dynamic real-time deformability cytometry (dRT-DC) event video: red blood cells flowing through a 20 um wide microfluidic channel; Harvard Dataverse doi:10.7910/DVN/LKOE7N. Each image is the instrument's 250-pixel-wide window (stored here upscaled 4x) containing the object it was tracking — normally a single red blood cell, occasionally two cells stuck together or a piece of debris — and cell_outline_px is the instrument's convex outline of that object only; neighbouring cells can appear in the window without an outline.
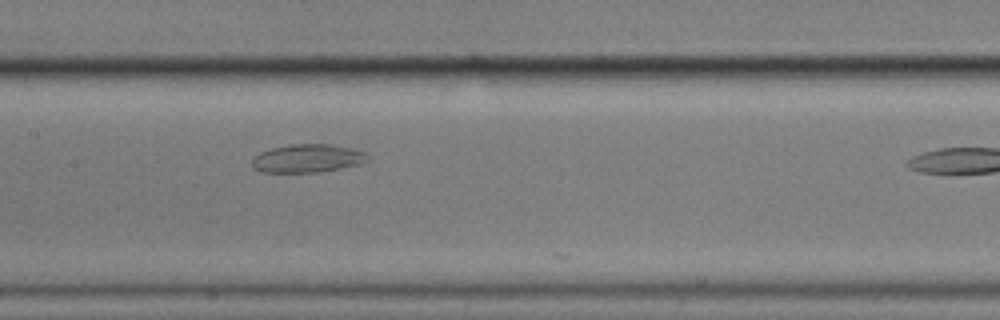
{"species": "common noctule bat (a hibernating species)", "species_latin": "Nyctalus noctula", "temperature_condition": "cold", "stored_images_in_passage": 32, "camera_frame_rate_fps": 3000, "um_per_image_px": 0.085, "animal": {"sex": "male", "body_mass_g": 17.9}, "frame": {"image": 1, "passage_image": 12, "time_ms": 3.667, "image_size_px": [1000, 320], "cell_outline_px": [[368, 160], [360, 164], [320, 172], [260, 172], [252, 168], [252, 156], [260, 152], [272, 148], [292, 144], [328, 144], [352, 148], [364, 152], [368, 156]], "centroid_in_image_um": [26.1, 13.46], "position_along_channel_um": 181.3, "area_um2": 19.07}}
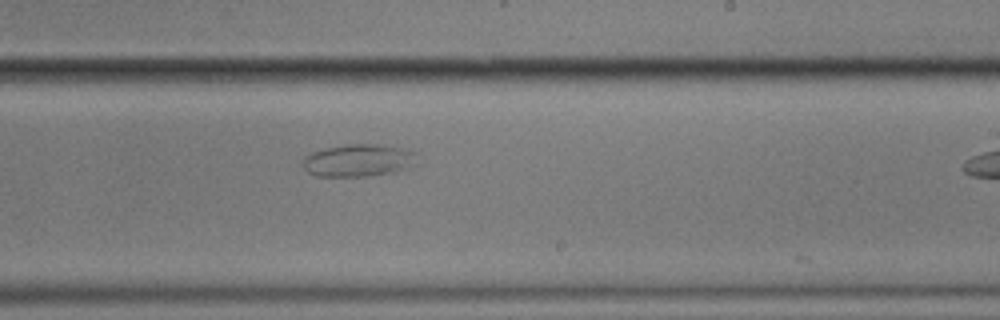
{"frame": {"image": 2, "passage_image": 19, "time_ms": 6.0, "image_size_px": [1000, 320], "cell_outline_px": [[420, 164], [396, 172], [368, 176], [316, 176], [308, 172], [304, 168], [300, 160], [308, 152], [324, 148], [348, 144], [384, 144], [404, 148], [416, 152]], "centroid_in_image_um": [30.5, 13.62], "position_along_channel_um": 258.5, "area_um2": 22.37}}
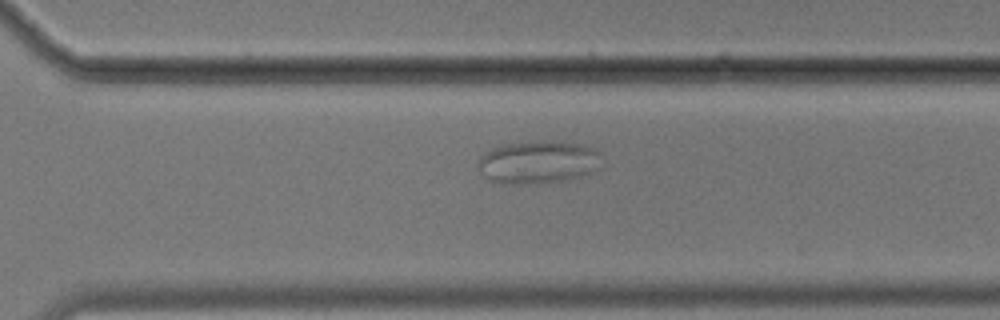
{"frame": {"image": 3, "passage_image": 25, "time_ms": 8.0, "image_size_px": [1000, 320], "cell_outline_px": [[600, 168], [592, 172], [580, 176], [560, 180], [536, 184], [500, 184], [488, 180], [476, 168], [476, 164], [480, 156], [484, 152], [492, 148], [508, 144], [580, 144], [592, 148], [600, 152]], "centroid_in_image_um": [45.66, 13.85], "position_along_channel_um": 324.9, "area_um2": 30.06}}